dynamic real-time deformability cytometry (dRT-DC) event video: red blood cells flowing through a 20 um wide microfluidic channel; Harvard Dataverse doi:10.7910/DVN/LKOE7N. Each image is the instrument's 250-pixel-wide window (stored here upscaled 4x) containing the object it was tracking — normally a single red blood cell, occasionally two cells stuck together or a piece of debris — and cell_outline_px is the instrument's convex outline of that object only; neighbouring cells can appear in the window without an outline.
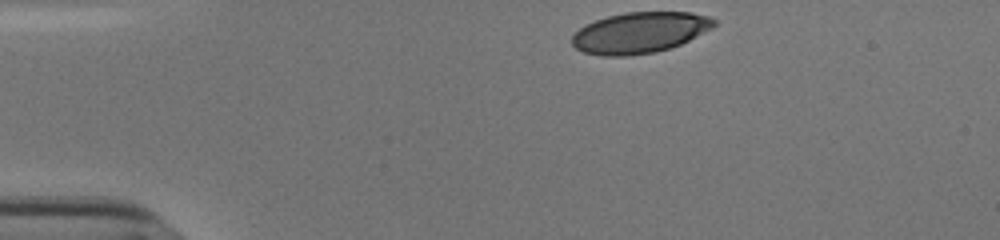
{"species": "human", "species_latin": "Homo sapiens", "temperature_condition": "cold", "stored_images_in_passage": 34, "camera_frame_rate_fps": 3000, "um_per_image_px": 0.085, "donor": {"sex": "male"}, "frame": {"image": 1, "passage_image": 1, "time_ms": 0.0, "image_size_px": [1000, 240], "cell_outline_px": [[716, 24], [712, 28], [672, 48], [656, 52], [628, 56], [600, 56], [584, 52], [576, 48], [572, 44], [572, 36], [584, 24], [608, 16], [624, 12], [692, 12], [708, 16], [716, 20]], "centroid_in_image_um": [54.37, 2.77], "position_along_channel_um": 30.6, "area_um2": 33.99}}
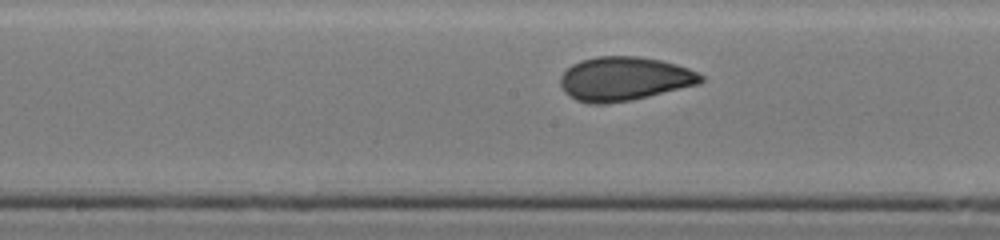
{"frame": {"image": 2, "passage_image": 19, "time_ms": 6.0, "image_size_px": [1000, 240], "cell_outline_px": [[704, 80], [700, 84], [632, 100], [600, 104], [592, 104], [576, 100], [568, 96], [564, 92], [560, 84], [560, 76], [572, 64], [580, 60], [596, 56], [640, 56], [660, 60], [676, 64], [688, 68], [704, 76]], "centroid_in_image_um": [53.05, 6.69], "position_along_channel_um": 195.1, "area_um2": 36.13}}
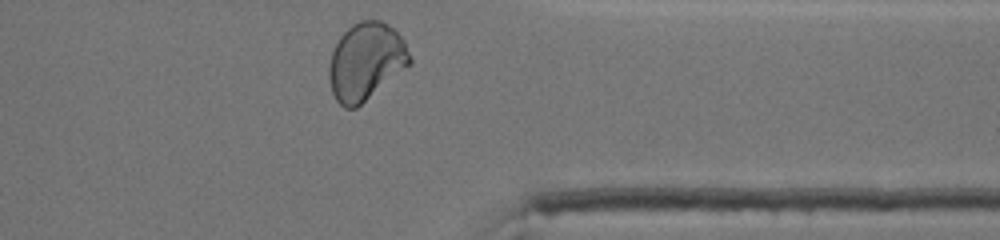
{"frame": {"image": 3, "passage_image": 34, "time_ms": 11.0, "image_size_px": [1000, 240], "cell_outline_px": [[412, 64], [356, 108], [344, 108], [336, 100], [332, 92], [328, 76], [328, 68], [332, 52], [340, 36], [352, 24], [360, 20], [380, 20], [388, 24], [404, 40], [412, 60]], "centroid_in_image_um": [31.1, 5.23], "position_along_channel_um": 380.3, "area_um2": 36.47}, "authors_computed_cell_mechanics": {"area_um2": 35.1424, "velocity_mm_per_s": 3.8204, "shape_relaxation_time_tau1_ms": 6.0235, "shape_relaxation_time_tau2_ms": 0.7781, "deformation_change_tau1": 0.1869, "deformation_change_tau2": 0.0533}}